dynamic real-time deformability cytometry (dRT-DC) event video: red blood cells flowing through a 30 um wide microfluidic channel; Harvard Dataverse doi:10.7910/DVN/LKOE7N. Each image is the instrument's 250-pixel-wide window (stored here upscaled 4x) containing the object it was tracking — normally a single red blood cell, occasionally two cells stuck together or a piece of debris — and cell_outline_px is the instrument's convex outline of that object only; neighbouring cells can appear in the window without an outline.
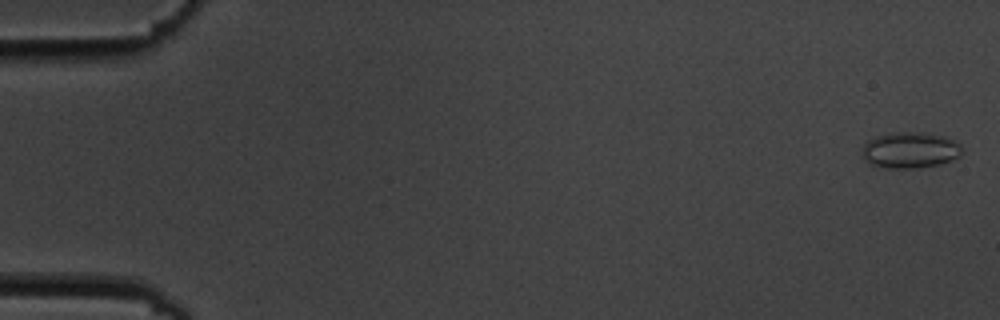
{"species": "common noctule bat (a hibernating species)", "species_latin": "Nyctalus noctula", "temperature_condition": "cold", "stored_images_in_passage": 28, "camera_frame_rate_fps": 3000, "um_per_image_px": 0.085, "animal": {"sex": "male", "body_mass_g": 19.5, "forearm_length_mm": 54.6}, "frame": {"image": 1, "passage_image": 2, "time_ms": 0.333, "image_size_px": [1000, 320], "cell_outline_px": [[964, 152], [960, 156], [940, 164], [920, 168], [888, 168], [872, 164], [864, 156], [864, 144], [868, 140], [876, 136], [900, 132], [920, 132], [944, 136], [960, 144]], "centroid_in_image_um": [77.42, 12.76], "position_along_channel_um": 7.6, "area_um2": 20.75}}
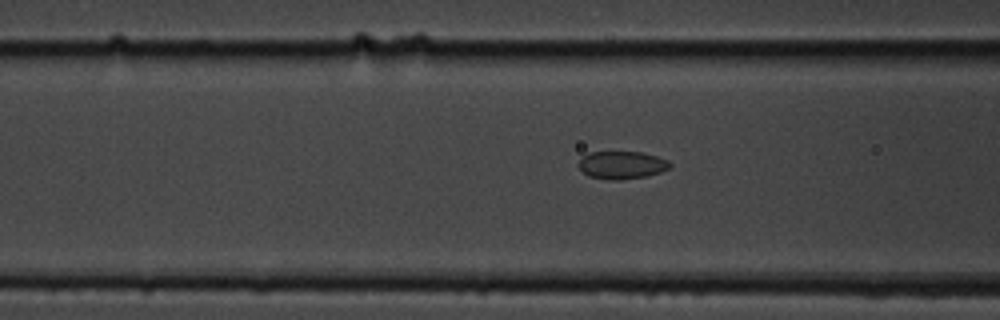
{"frame": {"image": 2, "passage_image": 23, "time_ms": 7.333, "image_size_px": [1000, 320], "cell_outline_px": [[672, 164], [668, 168], [660, 172], [648, 176], [620, 180], [608, 180], [588, 176], [576, 164], [588, 152], [640, 152], [656, 156], [668, 160]], "centroid_in_image_um": [52.84, 14.03], "position_along_channel_um": 113.8, "area_um2": 14.8}}
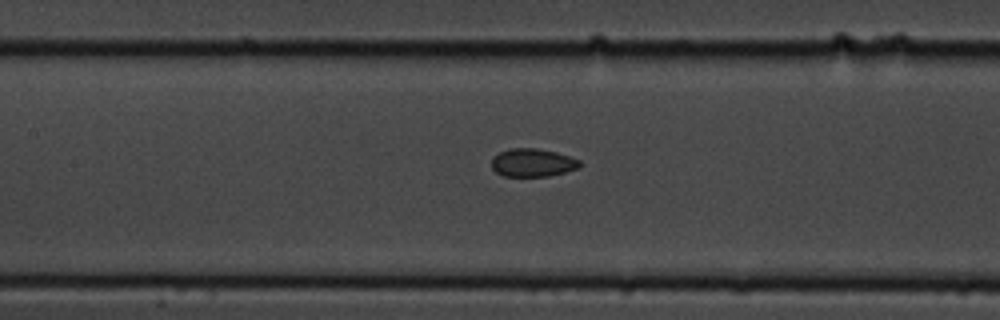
{"frame": {"image": 3, "passage_image": 27, "time_ms": 8.667, "image_size_px": [1000, 320], "cell_outline_px": [[580, 168], [548, 176], [504, 176], [496, 172], [492, 168], [492, 156], [500, 152], [512, 148], [536, 148], [556, 152], [580, 160]], "centroid_in_image_um": [45.26, 13.82], "position_along_channel_um": 162.1, "area_um2": 14.39}}